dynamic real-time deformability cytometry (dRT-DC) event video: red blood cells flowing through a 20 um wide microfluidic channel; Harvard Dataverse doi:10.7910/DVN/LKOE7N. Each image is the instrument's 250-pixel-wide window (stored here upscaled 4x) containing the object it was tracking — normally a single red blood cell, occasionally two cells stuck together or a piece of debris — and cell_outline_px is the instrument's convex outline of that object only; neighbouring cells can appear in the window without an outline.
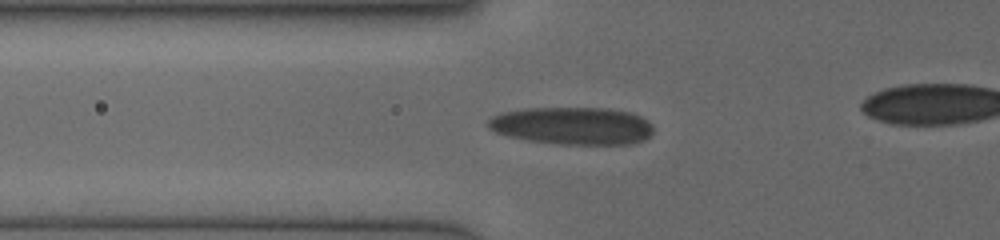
{"species": "human", "species_latin": "Homo sapiens", "temperature_condition": "cold", "stored_images_in_passage": 23, "camera_frame_rate_fps": 3000, "um_per_image_px": 0.085, "donor": {"sex": "female"}, "frame": {"image": 1, "passage_image": 13, "time_ms": 6.333, "image_size_px": [1000, 240], "cell_outline_px": [[652, 132], [644, 140], [632, 144], [556, 144], [524, 140], [508, 136], [496, 132], [488, 128], [488, 120], [492, 116], [504, 112], [528, 108], [604, 108], [628, 112], [640, 116], [652, 124]], "centroid_in_image_um": [48.64, 10.7], "position_along_channel_um": 77.2, "area_um2": 36.13}}
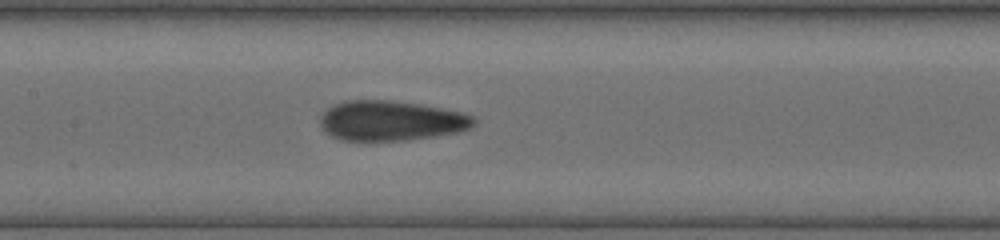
{"frame": {"image": 2, "passage_image": 17, "time_ms": 8.667, "image_size_px": [1000, 240], "cell_outline_px": [[476, 124], [460, 132], [404, 140], [344, 140], [332, 136], [324, 132], [320, 124], [320, 116], [328, 108], [336, 104], [348, 100], [392, 100], [420, 104], [460, 112], [476, 116]], "centroid_in_image_um": [33.24, 10.25], "position_along_channel_um": 174.2, "area_um2": 35.66}}
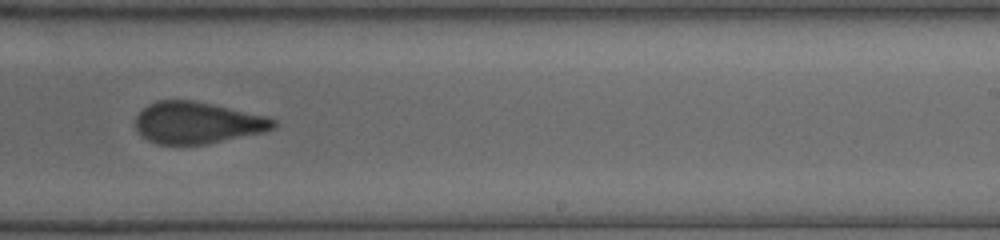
{"frame": {"image": 3, "passage_image": 22, "time_ms": 11.0, "image_size_px": [1000, 240], "cell_outline_px": [[276, 128], [264, 132], [208, 144], [156, 144], [140, 136], [136, 128], [136, 116], [148, 104], [156, 100], [192, 100], [264, 116], [276, 120]], "centroid_in_image_um": [16.74, 10.45], "position_along_channel_um": 272.3, "area_um2": 33.35}}